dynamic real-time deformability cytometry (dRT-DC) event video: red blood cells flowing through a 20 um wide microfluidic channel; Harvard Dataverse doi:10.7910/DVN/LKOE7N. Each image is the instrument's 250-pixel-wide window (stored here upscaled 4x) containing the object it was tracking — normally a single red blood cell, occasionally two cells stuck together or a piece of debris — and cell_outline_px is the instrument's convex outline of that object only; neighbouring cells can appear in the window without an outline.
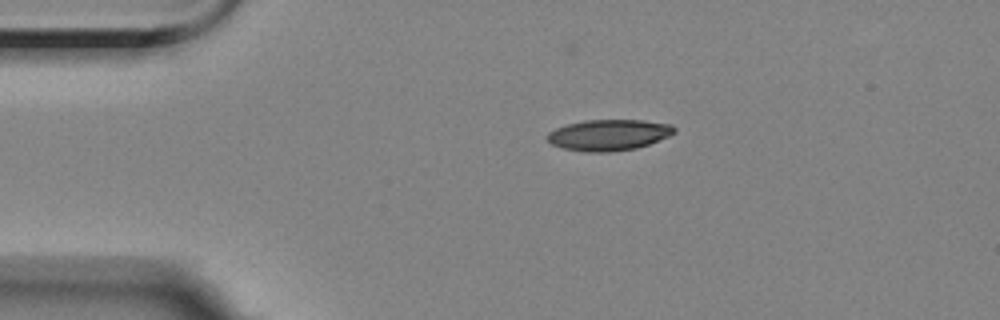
{"species": "Egyptian fruit bat (a non-hibernating species)", "species_latin": "Rousettus aegyptiacus", "temperature_condition": "room temperature", "stored_images_in_passage": 2, "camera_frame_rate_fps": 3000, "um_per_image_px": 0.085, "animal": {"sex": "female"}, "frame": {"image": 1, "passage_image": 1, "time_ms": 0.0, "image_size_px": [1000, 320], "cell_outline_px": [[676, 132], [668, 136], [648, 144], [636, 148], [612, 152], [584, 152], [564, 148], [552, 144], [548, 140], [548, 132], [556, 128], [568, 124], [584, 120], [644, 120], [672, 124], [676, 128]], "centroid_in_image_um": [51.77, 11.47], "position_along_channel_um": 33.2, "area_um2": 22.95}}